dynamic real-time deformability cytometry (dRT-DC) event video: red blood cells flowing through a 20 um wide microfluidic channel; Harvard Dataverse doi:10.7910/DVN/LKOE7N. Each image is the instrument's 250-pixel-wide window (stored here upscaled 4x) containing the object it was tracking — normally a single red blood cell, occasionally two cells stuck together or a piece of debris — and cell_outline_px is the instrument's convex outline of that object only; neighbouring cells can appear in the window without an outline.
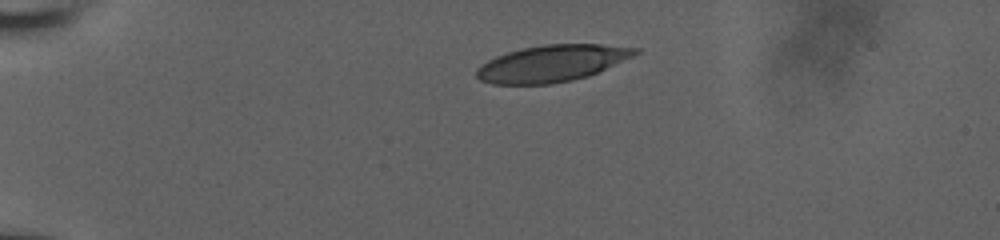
{"species": "human", "species_latin": "Homo sapiens", "temperature_condition": "room temperature", "stored_images_in_passage": 43, "camera_frame_rate_fps": 3000, "um_per_image_px": 0.085, "donor": {"sex": "male"}, "frame": {"image": 1, "passage_image": 1, "time_ms": 0.0, "image_size_px": [1000, 240], "cell_outline_px": [[640, 52], [632, 56], [588, 76], [572, 80], [548, 84], [492, 84], [480, 80], [476, 76], [476, 68], [480, 64], [496, 56], [508, 52], [524, 48], [544, 44], [600, 44], [640, 48]], "centroid_in_image_um": [46.88, 5.38], "position_along_channel_um": 38.1, "area_um2": 33.64}}
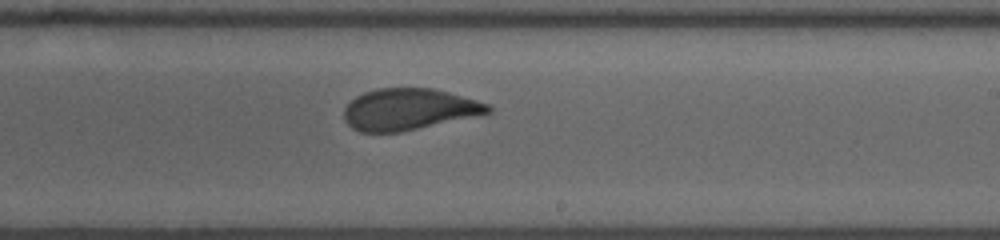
{"frame": {"image": 2, "passage_image": 23, "time_ms": 7.333, "image_size_px": [1000, 240], "cell_outline_px": [[492, 112], [400, 132], [360, 132], [352, 128], [344, 120], [344, 108], [356, 96], [364, 92], [376, 88], [432, 88], [448, 92], [476, 100], [488, 104], [492, 108]], "centroid_in_image_um": [34.71, 9.28], "position_along_channel_um": 254.3, "area_um2": 34.51}}
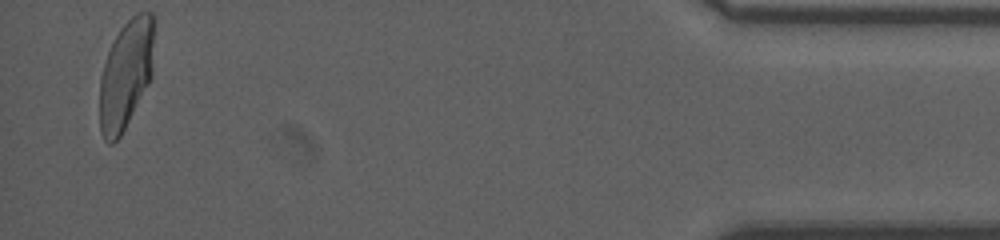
{"frame": {"image": 3, "passage_image": 42, "time_ms": 13.667, "image_size_px": [1000, 240], "cell_outline_px": [[156, 20], [152, 76], [148, 84], [120, 136], [112, 144], [108, 144], [104, 140], [100, 132], [100, 76], [108, 52], [120, 28], [136, 12], [152, 12], [156, 16]], "centroid_in_image_um": [10.74, 6.26], "position_along_channel_um": 424.5, "area_um2": 34.97}, "authors_computed_cell_mechanics": {"area_um2": 35.6048, "velocity_mm_per_s": 3.8142, "shape_relaxation_time_tau1_ms": 7.0878, "shape_relaxation_time_tau2_ms": 0.7775, "deformation_change_tau1": 0.2062, "deformation_change_tau2": 0.0684}}